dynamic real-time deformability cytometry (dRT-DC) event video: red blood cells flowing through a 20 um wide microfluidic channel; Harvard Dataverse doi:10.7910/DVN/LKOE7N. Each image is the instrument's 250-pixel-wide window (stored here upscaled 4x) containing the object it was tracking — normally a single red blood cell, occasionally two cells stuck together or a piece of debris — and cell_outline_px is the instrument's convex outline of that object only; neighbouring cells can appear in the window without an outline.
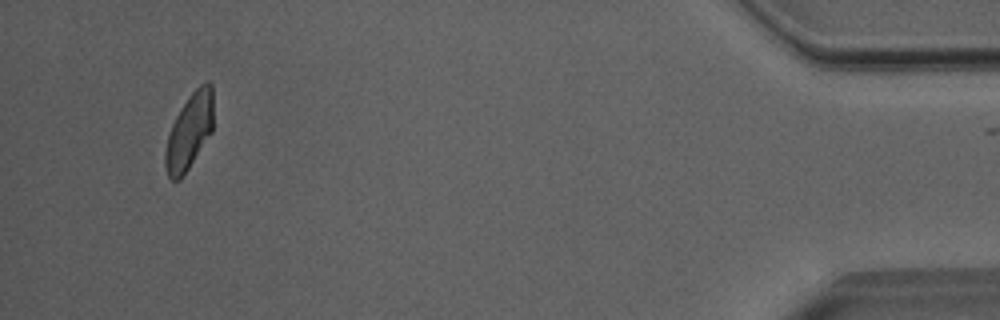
{"species": "Egyptian fruit bat (a non-hibernating species)", "species_latin": "Rousettus aegyptiacus", "temperature_condition": "room temperature", "stored_images_in_passage": 44, "camera_frame_rate_fps": 3000, "um_per_image_px": 0.085, "animal": {"sex": "male"}, "frame": {"image": 1, "passage_image": 43, "time_ms": 14.0, "image_size_px": [1000, 320], "cell_outline_px": [[212, 132], [184, 176], [180, 180], [172, 180], [168, 176], [164, 164], [164, 152], [168, 136], [172, 124], [180, 108], [188, 96], [200, 84], [208, 80], [212, 84]], "centroid_in_image_um": [16.08, 11.19], "position_along_channel_um": 419.1, "area_um2": 21.33}}